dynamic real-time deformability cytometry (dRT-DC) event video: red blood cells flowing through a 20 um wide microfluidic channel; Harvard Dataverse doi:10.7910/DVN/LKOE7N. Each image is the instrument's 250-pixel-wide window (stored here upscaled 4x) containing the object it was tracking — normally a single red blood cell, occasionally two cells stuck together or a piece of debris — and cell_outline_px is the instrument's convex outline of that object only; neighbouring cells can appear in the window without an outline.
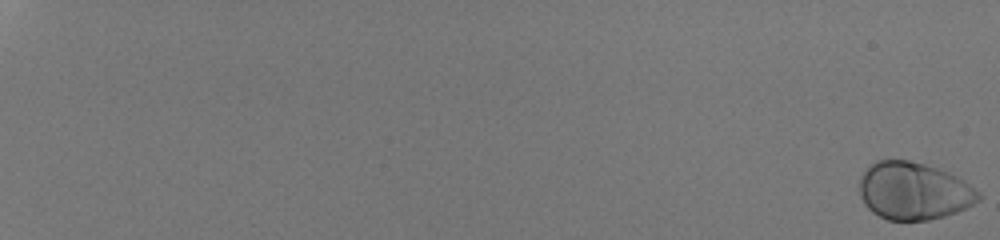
{"species": "human", "species_latin": "Homo sapiens", "temperature_condition": "room temperature", "stored_images_in_passage": 56, "camera_frame_rate_fps": 3000, "um_per_image_px": 0.085, "donor": {"sex": "male"}, "frame": {"image": 1, "passage_image": 1, "time_ms": 0.0, "image_size_px": [1000, 240], "cell_outline_px": [[980, 200], [956, 212], [944, 216], [928, 220], [888, 220], [872, 212], [864, 204], [860, 196], [860, 176], [876, 160], [908, 160], [924, 164], [948, 172], [964, 180], [980, 192]], "centroid_in_image_um": [77.66, 16.24], "position_along_channel_um": 7.3, "area_um2": 39.71}}
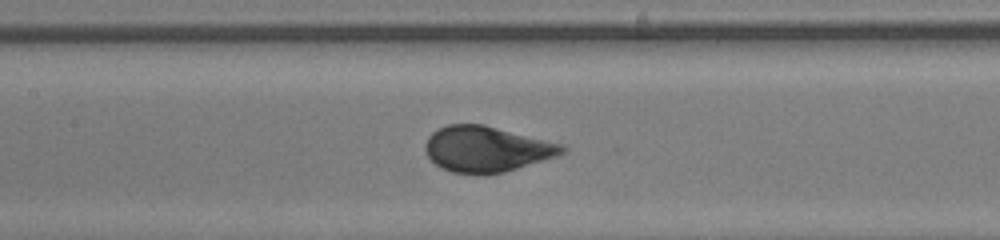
{"frame": {"image": 2, "passage_image": 33, "time_ms": 10.667, "image_size_px": [1000, 240], "cell_outline_px": [[568, 148], [564, 152], [556, 156], [504, 172], [484, 176], [480, 176], [452, 172], [436, 164], [428, 156], [424, 148], [424, 144], [428, 136], [432, 132], [448, 124], [484, 124], [564, 144]], "centroid_in_image_um": [41.36, 12.68], "position_along_channel_um": 166.0, "area_um2": 36.7}}
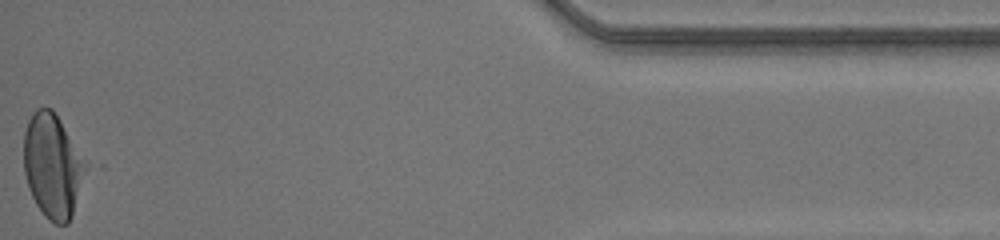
{"frame": {"image": 3, "passage_image": 56, "time_ms": 18.333, "image_size_px": [1000, 240], "cell_outline_px": [[88, 164], [72, 216], [68, 224], [56, 224], [48, 220], [36, 204], [32, 196], [24, 172], [24, 132], [28, 120], [32, 112], [36, 108], [52, 108], [60, 120]], "centroid_in_image_um": [4.47, 14.09], "position_along_channel_um": 430.7, "area_um2": 37.4}, "authors_computed_cell_mechanics": {"area_um2": 37.8012, "velocity_mm_per_s": 4.2057, "shape_relaxation_time_tau1_ms": 2.3005, "shape_relaxation_time_tau2_ms": null, "deformation_change_tau1": 0.1546, "deformation_change_tau2": null}}